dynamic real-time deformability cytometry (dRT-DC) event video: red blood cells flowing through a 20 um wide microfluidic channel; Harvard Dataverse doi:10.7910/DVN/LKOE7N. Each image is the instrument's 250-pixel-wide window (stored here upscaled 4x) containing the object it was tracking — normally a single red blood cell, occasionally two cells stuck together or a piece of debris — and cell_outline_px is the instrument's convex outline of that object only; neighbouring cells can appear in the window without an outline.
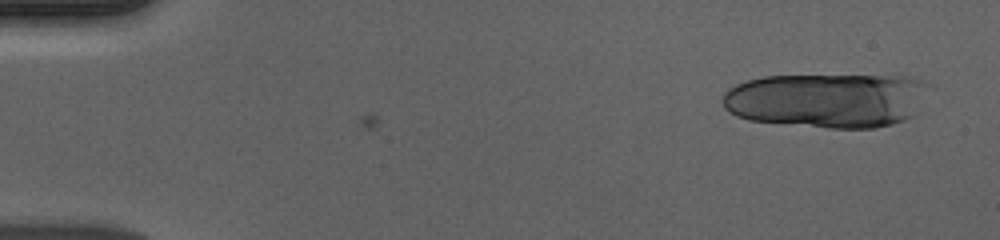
{"species": "human", "species_latin": "Homo sapiens", "temperature_condition": "cold", "stored_images_in_passage": 19, "camera_frame_rate_fps": 3000, "um_per_image_px": 0.085, "donor": {"sex": "male"}, "frame": {"image": 1, "passage_image": 3, "time_ms": 0.667, "image_size_px": [1000, 240], "cell_outline_px": [[928, 84], [912, 116], [904, 120], [892, 124], [876, 128], [828, 128], [748, 120], [736, 116], [728, 112], [724, 108], [720, 100], [724, 92], [728, 88], [736, 84], [748, 80], [764, 76], [908, 76], [920, 80]], "centroid_in_image_um": [70.2, 8.53], "position_along_channel_um": 14.8, "area_um2": 65.55}}